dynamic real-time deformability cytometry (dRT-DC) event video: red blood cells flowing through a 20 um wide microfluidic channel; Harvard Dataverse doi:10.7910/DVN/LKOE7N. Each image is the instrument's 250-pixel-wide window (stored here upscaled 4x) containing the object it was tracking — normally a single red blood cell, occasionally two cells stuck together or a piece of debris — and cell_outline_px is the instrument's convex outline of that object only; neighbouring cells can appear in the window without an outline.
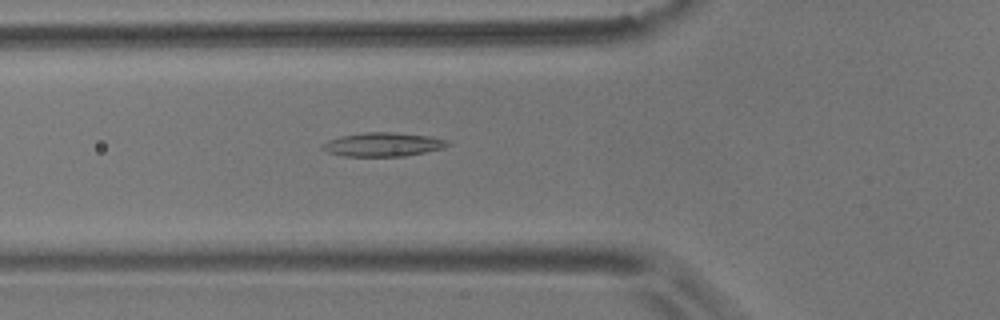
{"species": "common noctule bat (a hibernating species)", "species_latin": "Nyctalus noctula", "temperature_condition": "room temperature", "stored_images_in_passage": 6, "camera_frame_rate_fps": 3000, "um_per_image_px": 0.085, "animal": {"sex": "male", "body_mass_g": 17.9}, "frame": {"image": 1, "passage_image": 6, "time_ms": 7.0, "image_size_px": [1000, 320], "cell_outline_px": [[452, 144], [440, 148], [424, 152], [404, 156], [344, 156], [328, 152], [320, 148], [320, 144], [328, 140], [340, 136], [364, 132], [392, 132], [428, 136], [448, 140]], "centroid_in_image_um": [32.5, 12.27], "position_along_channel_um": 93.3, "area_um2": 17.34}}